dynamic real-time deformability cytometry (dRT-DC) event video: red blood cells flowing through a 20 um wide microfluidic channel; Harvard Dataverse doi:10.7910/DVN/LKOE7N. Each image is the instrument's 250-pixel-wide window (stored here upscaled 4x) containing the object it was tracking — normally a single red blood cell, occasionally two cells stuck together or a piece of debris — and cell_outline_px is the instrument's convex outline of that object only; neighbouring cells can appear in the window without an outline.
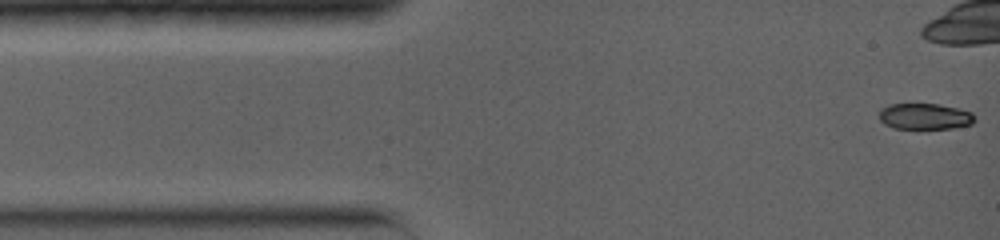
{"species": "common noctule bat (a hibernating species)", "species_latin": "Nyctalus noctula", "temperature_condition": "warm", "stored_images_in_passage": 30, "camera_frame_rate_fps": 5000, "um_per_image_px": 0.085, "animal": {"sex": "female", "body_mass_g": 19.0, "forearm_length_mm": 56.7}, "frame": {"image": 1, "passage_image": 1, "time_ms": 0.0, "image_size_px": [1000, 240], "cell_outline_px": [[976, 120], [972, 124], [952, 128], [892, 128], [884, 124], [880, 120], [880, 108], [888, 104], [940, 104], [972, 112]], "centroid_in_image_um": [78.6, 9.89], "position_along_channel_um": 6.4, "area_um2": 14.51}}
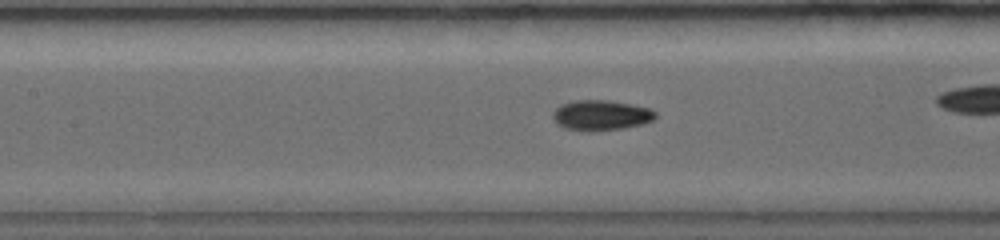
{"frame": {"image": 2, "passage_image": 17, "time_ms": 5.6, "image_size_px": [1000, 240], "cell_outline_px": [[656, 116], [652, 120], [644, 124], [624, 128], [592, 132], [588, 132], [564, 128], [556, 124], [552, 116], [552, 112], [560, 104], [572, 100], [608, 100], [632, 104], [652, 108], [656, 112]], "centroid_in_image_um": [51.07, 9.8], "position_along_channel_um": 156.3, "area_um2": 18.55}}
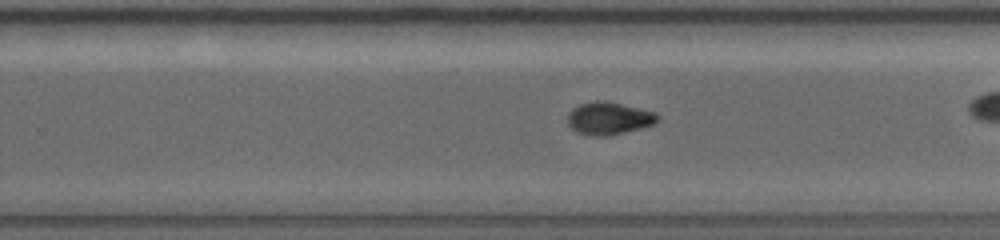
{"frame": {"image": 3, "passage_image": 25, "time_ms": 8.6, "image_size_px": [1000, 240], "cell_outline_px": [[660, 120], [656, 124], [644, 128], [608, 136], [588, 136], [576, 132], [568, 124], [568, 112], [572, 108], [580, 104], [592, 100], [604, 100], [656, 112], [660, 116]], "centroid_in_image_um": [51.78, 10.06], "position_along_channel_um": 278.0, "area_um2": 17.51}}